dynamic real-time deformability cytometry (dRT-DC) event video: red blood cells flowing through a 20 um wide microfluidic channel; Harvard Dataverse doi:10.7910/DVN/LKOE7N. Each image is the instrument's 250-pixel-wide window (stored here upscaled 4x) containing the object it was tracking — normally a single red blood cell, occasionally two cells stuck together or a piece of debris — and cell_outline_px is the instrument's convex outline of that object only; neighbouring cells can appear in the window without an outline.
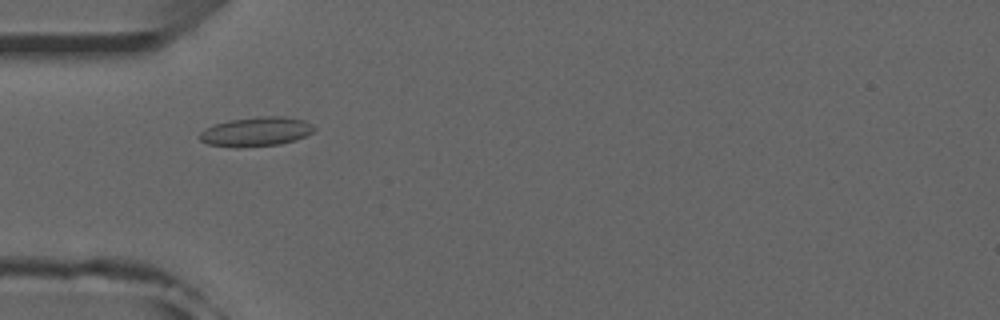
{"species": "common noctule bat (a hibernating species)", "species_latin": "Nyctalus noctula", "temperature_condition": "room temperature", "stored_images_in_passage": 53, "camera_frame_rate_fps": 3000, "um_per_image_px": 0.085, "animal": {"sex": "male", "forearm_length_mm": 52.5}, "frame": {"image": 1, "passage_image": 17, "time_ms": 5.333, "image_size_px": [1000, 320], "cell_outline_px": [[316, 128], [312, 132], [304, 136], [280, 144], [240, 148], [236, 148], [208, 144], [200, 140], [200, 132], [204, 128], [228, 120], [256, 116], [284, 116], [304, 120], [312, 124]], "centroid_in_image_um": [21.75, 11.18], "position_along_channel_um": 63.3, "area_um2": 19.65}}
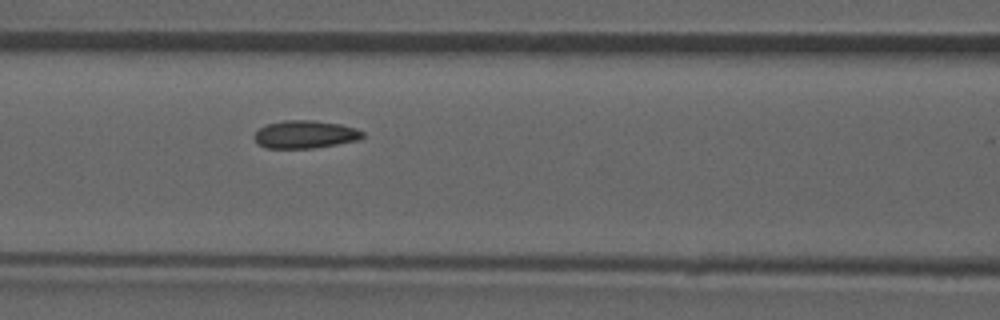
{"frame": {"image": 2, "passage_image": 23, "time_ms": 7.333, "image_size_px": [1000, 320], "cell_outline_px": [[364, 136], [360, 140], [312, 148], [264, 148], [256, 144], [252, 136], [260, 128], [268, 124], [284, 120], [312, 120], [340, 124], [356, 128], [364, 132]], "centroid_in_image_um": [25.91, 11.43], "position_along_channel_um": 140.7, "area_um2": 17.69}}
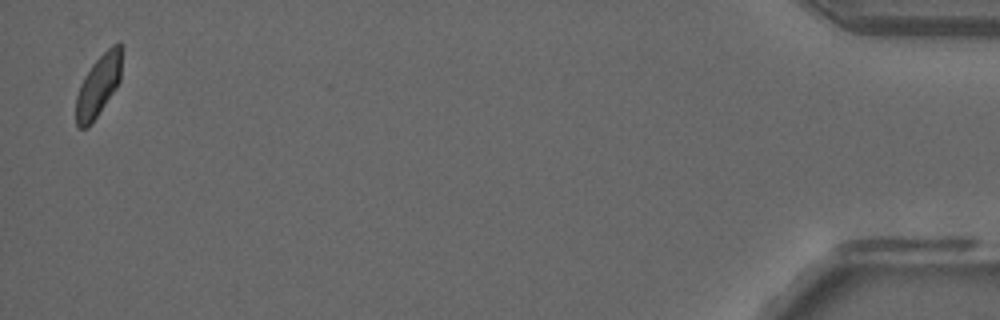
{"frame": {"image": 3, "passage_image": 52, "time_ms": 17.0, "image_size_px": [1000, 320], "cell_outline_px": [[124, 48], [120, 80], [116, 88], [88, 128], [76, 128], [76, 96], [80, 84], [84, 76], [92, 64], [112, 44], [120, 40]], "centroid_in_image_um": [8.4, 7.21], "position_along_channel_um": 426.8, "area_um2": 16.76}, "authors_computed_cell_mechanics": {"area_um2": 17.629, "velocity_mm_per_s": 3.9176, "shape_relaxation_time_tau1_ms": null, "shape_relaxation_time_tau2_ms": 1.7833, "deformation_change_tau1": null, "deformation_change_tau2": 0.0623}}